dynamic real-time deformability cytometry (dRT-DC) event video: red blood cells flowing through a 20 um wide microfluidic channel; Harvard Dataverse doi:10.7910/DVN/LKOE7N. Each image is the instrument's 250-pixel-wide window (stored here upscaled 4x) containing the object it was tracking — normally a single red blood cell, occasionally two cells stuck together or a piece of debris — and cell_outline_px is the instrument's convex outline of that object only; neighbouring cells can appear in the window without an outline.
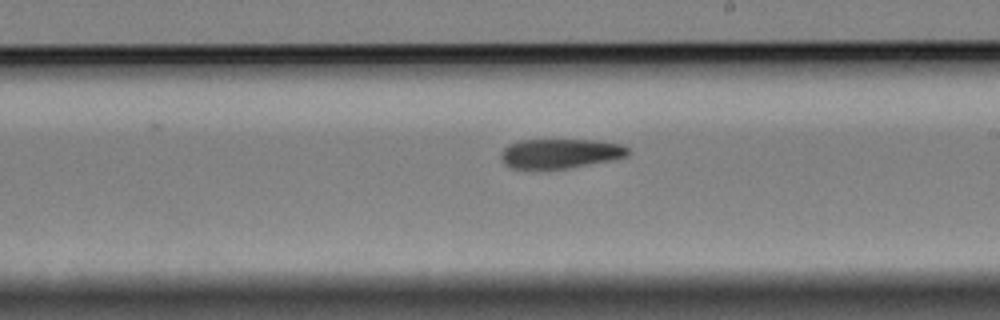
{"species": "Egyptian fruit bat (a non-hibernating species)", "species_latin": "Rousettus aegyptiacus", "temperature_condition": "cold", "stored_images_in_passage": 8, "segment_of_instrument_passage": [2, 2], "camera_frame_rate_fps": 3000, "um_per_image_px": 0.085, "animal": {"sex": "female"}, "frame": {"image": 1, "passage_image": 8, "time_ms": 2.333, "image_size_px": [1000, 320], "cell_outline_px": [[628, 152], [624, 156], [608, 160], [568, 168], [512, 168], [504, 164], [500, 160], [500, 152], [508, 144], [520, 140], [596, 140], [620, 144], [628, 148]], "centroid_in_image_um": [47.53, 13.03], "position_along_channel_um": 241.5, "area_um2": 21.56}}